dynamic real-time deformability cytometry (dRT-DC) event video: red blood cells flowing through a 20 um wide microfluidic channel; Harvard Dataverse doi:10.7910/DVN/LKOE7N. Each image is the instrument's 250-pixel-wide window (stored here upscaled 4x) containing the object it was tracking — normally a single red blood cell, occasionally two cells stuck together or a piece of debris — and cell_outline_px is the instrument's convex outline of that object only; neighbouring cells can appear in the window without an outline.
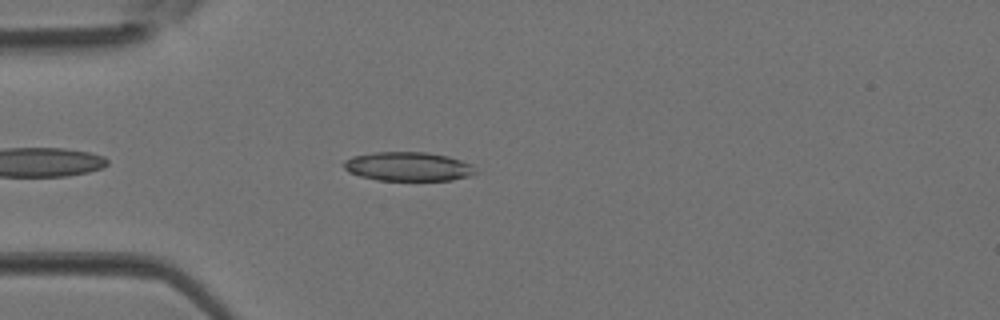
{"species": "Egyptian fruit bat (a non-hibernating species)", "species_latin": "Rousettus aegyptiacus", "temperature_condition": "room temperature", "stored_images_in_passage": 2, "camera_frame_rate_fps": 3000, "um_per_image_px": 0.085, "animal": {"sex": "female"}, "frame": {"image": 1, "passage_image": 2, "time_ms": 0.333, "image_size_px": [1000, 320], "cell_outline_px": [[480, 172], [468, 176], [452, 180], [380, 180], [360, 176], [348, 172], [344, 168], [344, 160], [352, 156], [376, 152], [424, 152], [448, 156], [472, 164]], "centroid_in_image_um": [34.72, 14.15], "position_along_channel_um": 50.3, "area_um2": 22.31}}